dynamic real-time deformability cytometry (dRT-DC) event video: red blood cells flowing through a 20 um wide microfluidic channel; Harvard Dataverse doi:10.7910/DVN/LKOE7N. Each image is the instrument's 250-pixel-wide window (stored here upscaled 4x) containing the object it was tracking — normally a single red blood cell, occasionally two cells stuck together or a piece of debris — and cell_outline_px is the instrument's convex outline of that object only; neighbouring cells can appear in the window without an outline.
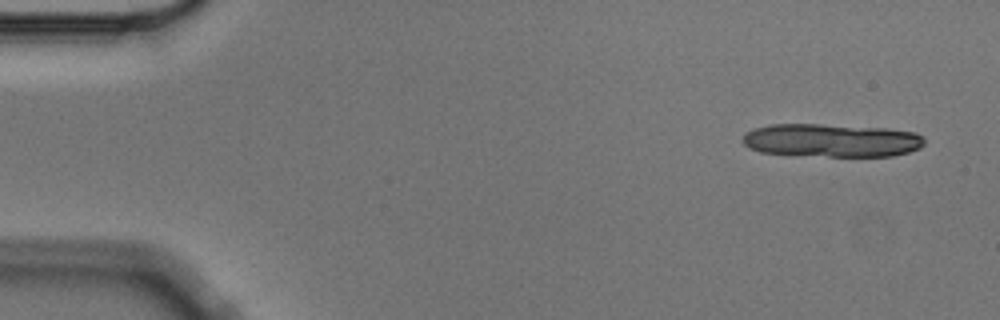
{"species": "Egyptian fruit bat (a non-hibernating species)", "species_latin": "Rousettus aegyptiacus", "temperature_condition": "cold", "stored_images_in_passage": 7, "camera_frame_rate_fps": 3000, "um_per_image_px": 0.085, "animal": {"sex": "male"}, "frame": {"image": 1, "passage_image": 1, "time_ms": 0.0, "image_size_px": [1000, 320], "cell_outline_px": [[924, 144], [920, 148], [908, 152], [892, 156], [828, 156], [760, 152], [748, 148], [740, 140], [748, 132], [756, 128], [772, 124], [820, 124], [888, 128], [916, 132], [924, 136]], "centroid_in_image_um": [70.72, 11.92], "position_along_channel_um": 14.3, "area_um2": 35.26}}
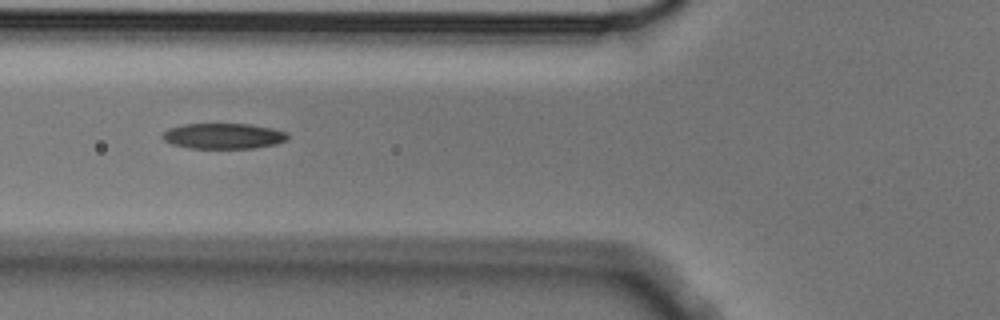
{"frame": {"image": 2, "passage_image": 6, "time_ms": 1.667, "image_size_px": [1000, 320], "cell_outline_px": [[288, 140], [276, 144], [252, 148], [188, 148], [172, 144], [164, 140], [160, 136], [168, 128], [184, 124], [248, 124], [272, 128], [288, 132]], "centroid_in_image_um": [18.99, 11.56], "position_along_channel_um": 106.8, "area_um2": 18.73}}
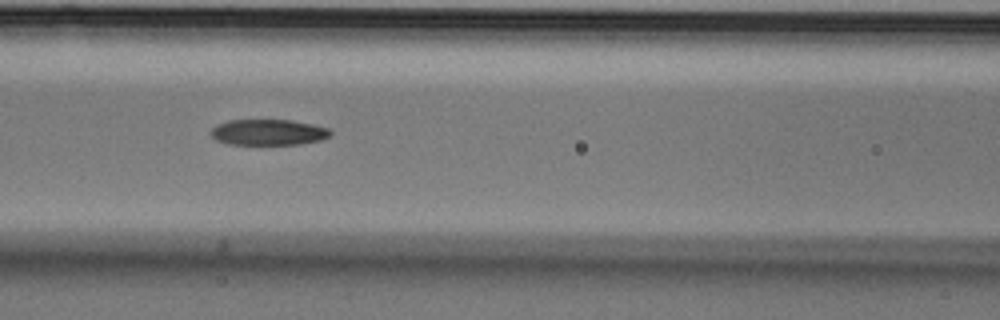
{"frame": {"image": 3, "passage_image": 7, "time_ms": 2.0, "image_size_px": [1000, 320], "cell_outline_px": [[332, 132], [328, 136], [320, 140], [300, 144], [228, 144], [216, 140], [208, 132], [216, 124], [228, 120], [292, 120], [312, 124], [328, 128]], "centroid_in_image_um": [22.76, 11.23], "position_along_channel_um": 143.8, "area_um2": 18.03}}